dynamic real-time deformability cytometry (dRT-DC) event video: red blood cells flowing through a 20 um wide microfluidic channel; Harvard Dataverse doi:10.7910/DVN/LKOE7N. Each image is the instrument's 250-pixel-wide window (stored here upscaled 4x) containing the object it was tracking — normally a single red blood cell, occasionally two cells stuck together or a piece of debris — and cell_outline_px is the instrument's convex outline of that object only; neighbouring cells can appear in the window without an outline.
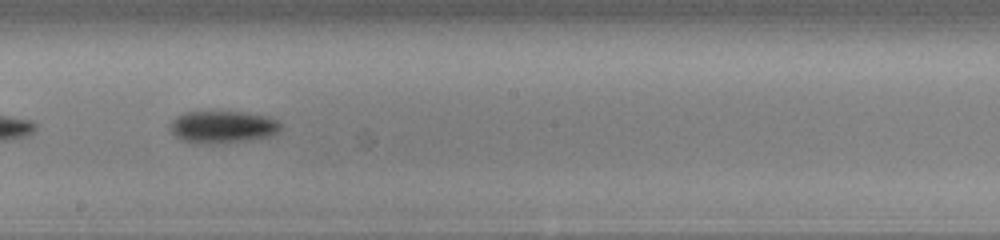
{"species": "common noctule bat (a hibernating species)", "species_latin": "Nyctalus noctula", "temperature_condition": "cold", "stored_images_in_passage": 55, "camera_frame_rate_fps": 3000, "um_per_image_px": 0.085, "animal": {"sex": "male", "body_mass_g": 13.0, "forearm_length_mm": 53.1}, "frame": {"image": 1, "passage_image": 32, "time_ms": 10.333, "image_size_px": [1000, 240], "cell_outline_px": [[280, 128], [272, 136], [248, 140], [212, 144], [208, 144], [180, 140], [172, 132], [168, 124], [176, 116], [184, 112], [244, 112], [268, 116], [280, 120]], "centroid_in_image_um": [18.92, 10.78], "position_along_channel_um": 229.3, "area_um2": 20.87}}
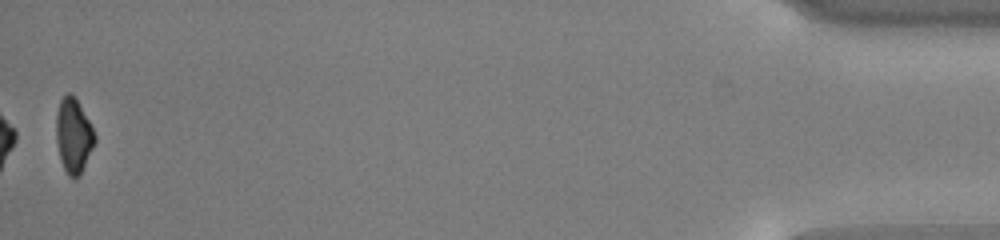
{"frame": {"image": 2, "passage_image": 55, "time_ms": 18.0, "image_size_px": [1000, 240], "cell_outline_px": [[96, 140], [80, 176], [68, 176], [60, 160], [56, 140], [56, 116], [60, 100], [68, 92], [76, 100], [88, 120], [96, 136]], "centroid_in_image_um": [6.23, 11.56], "position_along_channel_um": 429.0, "area_um2": 16.42}, "authors_computed_cell_mechanics": {"area_um2": 20.3456, "velocity_mm_per_s": 3.7718, "shape_relaxation_time_tau1_ms": 2.1435, "shape_relaxation_time_tau2_ms": null, "deformation_change_tau1": 0.1263, "deformation_change_tau2": null}}